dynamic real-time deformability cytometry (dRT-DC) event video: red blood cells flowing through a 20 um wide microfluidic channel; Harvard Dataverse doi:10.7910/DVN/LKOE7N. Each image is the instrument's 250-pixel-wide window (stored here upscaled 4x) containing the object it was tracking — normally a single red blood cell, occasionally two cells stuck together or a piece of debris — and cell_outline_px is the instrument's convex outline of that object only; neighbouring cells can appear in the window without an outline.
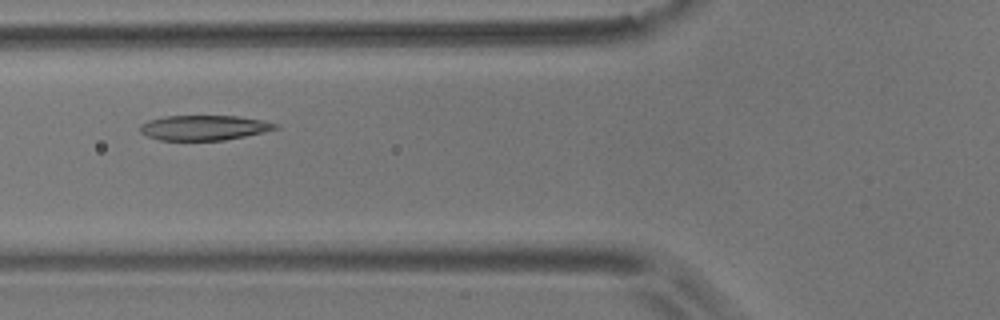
{"species": "common noctule bat (a hibernating species)", "species_latin": "Nyctalus noctula", "temperature_condition": "room temperature", "stored_images_in_passage": 6, "camera_frame_rate_fps": 3000, "um_per_image_px": 0.085, "animal": {"sex": "male", "body_mass_g": 17.9}, "frame": {"image": 1, "passage_image": 6, "time_ms": 6.0, "image_size_px": [1000, 320], "cell_outline_px": [[280, 128], [264, 132], [224, 140], [160, 140], [148, 136], [140, 132], [140, 124], [148, 120], [164, 116], [240, 116], [260, 120], [276, 124]], "centroid_in_image_um": [17.32, 10.85], "position_along_channel_um": 108.5, "area_um2": 19.59}}